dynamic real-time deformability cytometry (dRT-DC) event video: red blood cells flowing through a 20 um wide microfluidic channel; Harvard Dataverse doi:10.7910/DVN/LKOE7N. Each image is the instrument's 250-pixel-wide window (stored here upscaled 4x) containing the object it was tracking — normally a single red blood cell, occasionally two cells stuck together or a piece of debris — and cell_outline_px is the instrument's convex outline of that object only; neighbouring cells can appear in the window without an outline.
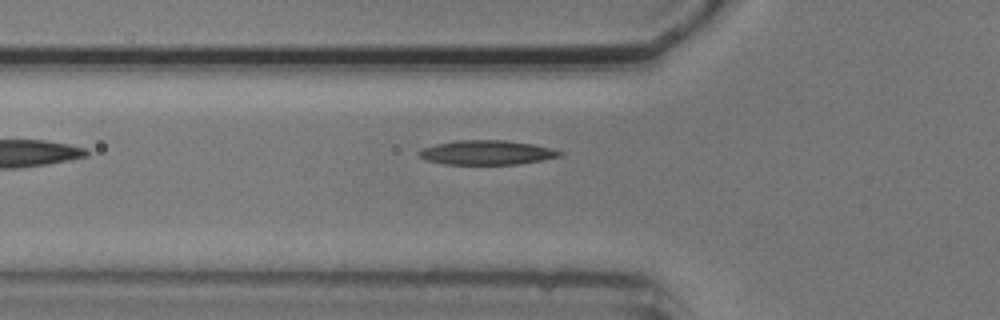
{"species": "common noctule bat (a hibernating species)", "species_latin": "Nyctalus noctula", "temperature_condition": "cold", "stored_images_in_passage": 4, "camera_frame_rate_fps": 3000, "um_per_image_px": 0.085, "animal": {"sex": "male", "body_mass_g": 20.5, "forearm_length_mm": 52.5}, "frame": {"image": 1, "passage_image": 4, "time_ms": 3.667, "image_size_px": [1000, 320], "cell_outline_px": [[564, 152], [560, 156], [544, 160], [516, 164], [444, 164], [424, 160], [416, 156], [416, 152], [420, 148], [436, 144], [456, 140], [504, 140], [532, 144], [552, 148]], "centroid_in_image_um": [41.31, 12.96], "position_along_channel_um": 84.5, "area_um2": 20.23}}